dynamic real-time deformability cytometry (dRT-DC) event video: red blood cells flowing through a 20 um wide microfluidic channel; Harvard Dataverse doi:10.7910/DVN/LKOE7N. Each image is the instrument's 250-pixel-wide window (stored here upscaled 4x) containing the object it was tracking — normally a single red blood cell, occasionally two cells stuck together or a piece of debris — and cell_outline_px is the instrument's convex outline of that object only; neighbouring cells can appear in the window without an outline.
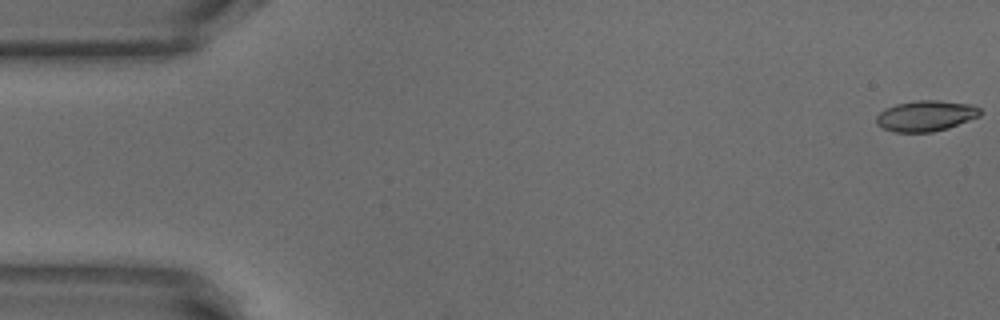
{"species": "common noctule bat (a hibernating species)", "species_latin": "Nyctalus noctula", "temperature_condition": "warm", "stored_images_in_passage": 5, "camera_frame_rate_fps": 3000, "um_per_image_px": 0.085, "animal": {"sex": "male", "body_mass_g": 18.8}, "frame": {"image": 1, "passage_image": 1, "time_ms": 0.0, "image_size_px": [1000, 320], "cell_outline_px": [[980, 116], [948, 128], [932, 132], [892, 132], [876, 124], [876, 116], [884, 108], [896, 104], [916, 100], [940, 100], [972, 104], [980, 108]], "centroid_in_image_um": [78.68, 9.84], "position_along_channel_um": 6.3, "area_um2": 18.73}}